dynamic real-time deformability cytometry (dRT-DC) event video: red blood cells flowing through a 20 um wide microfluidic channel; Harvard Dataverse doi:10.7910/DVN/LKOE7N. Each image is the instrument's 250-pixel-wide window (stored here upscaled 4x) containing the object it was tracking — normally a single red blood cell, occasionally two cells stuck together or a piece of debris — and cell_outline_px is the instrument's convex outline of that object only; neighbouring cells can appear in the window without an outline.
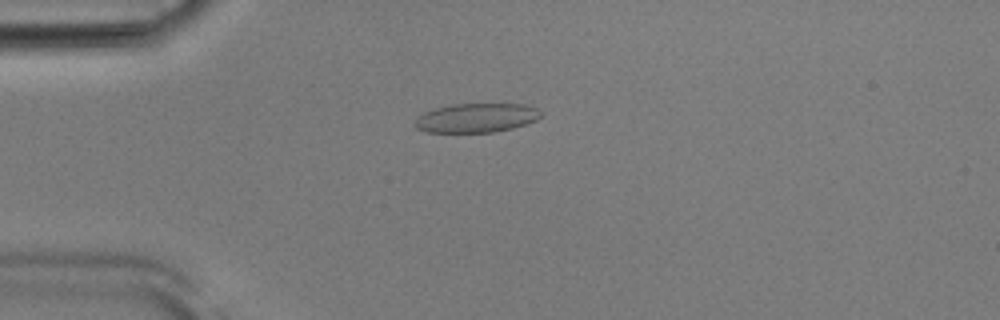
{"species": "Egyptian fruit bat (a non-hibernating species)", "species_latin": "Rousettus aegyptiacus", "temperature_condition": "room temperature", "stored_images_in_passage": 52, "camera_frame_rate_fps": 3000, "um_per_image_px": 0.085, "animal": {"sex": "male"}, "frame": {"image": 1, "passage_image": 13, "time_ms": 4.0, "image_size_px": [1000, 320], "cell_outline_px": [[544, 112], [536, 120], [512, 128], [492, 132], [424, 132], [416, 128], [412, 124], [416, 116], [424, 112], [436, 108], [452, 104], [524, 104], [536, 108]], "centroid_in_image_um": [40.44, 10.02], "position_along_channel_um": 44.6, "area_um2": 21.5}}
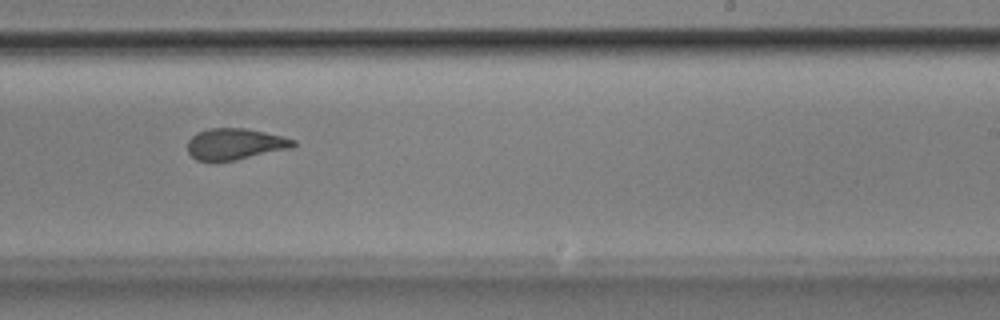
{"frame": {"image": 2, "passage_image": 32, "time_ms": 10.333, "image_size_px": [1000, 320], "cell_outline_px": [[296, 144], [292, 148], [236, 160], [196, 160], [188, 152], [188, 140], [196, 132], [208, 128], [244, 128], [264, 132], [296, 140]], "centroid_in_image_um": [19.97, 12.23], "position_along_channel_um": 269.0, "area_um2": 19.13}}
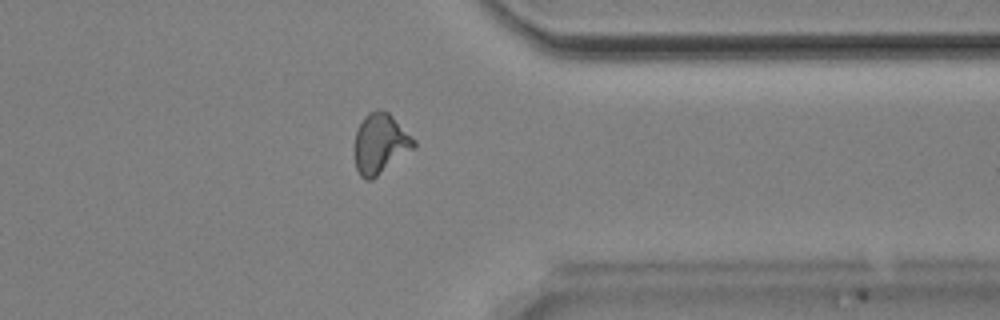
{"frame": {"image": 3, "passage_image": 41, "time_ms": 13.333, "image_size_px": [1000, 320], "cell_outline_px": [[416, 144], [412, 148], [372, 180], [364, 180], [360, 176], [356, 168], [352, 148], [356, 132], [364, 116], [368, 112], [376, 108], [388, 112], [416, 140]], "centroid_in_image_um": [32.26, 12.2], "position_along_channel_um": 379.1, "area_um2": 20.81}, "authors_computed_cell_mechanics": {"area_um2": 20.3745, "velocity_mm_per_s": 3.8693, "shape_relaxation_time_tau1_ms": null, "shape_relaxation_time_tau2_ms": 1.3978, "deformation_change_tau1": null, "deformation_change_tau2": 0.086}}